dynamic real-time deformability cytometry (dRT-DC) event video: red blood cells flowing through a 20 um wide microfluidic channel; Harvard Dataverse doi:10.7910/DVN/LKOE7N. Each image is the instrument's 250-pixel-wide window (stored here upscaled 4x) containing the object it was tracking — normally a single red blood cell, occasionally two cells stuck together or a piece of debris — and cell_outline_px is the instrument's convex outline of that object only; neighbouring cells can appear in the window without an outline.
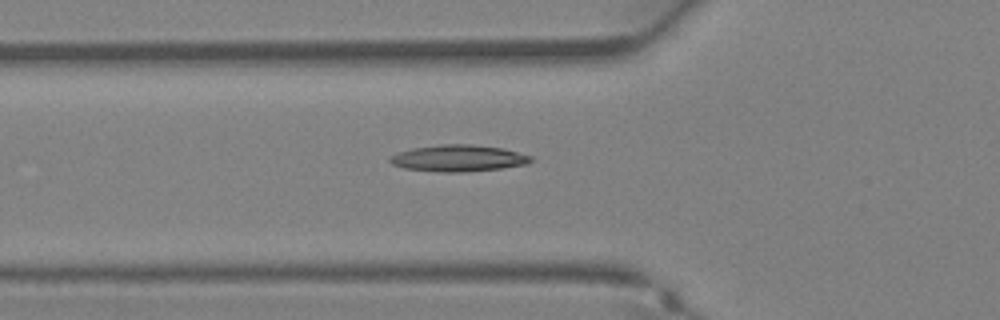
{"species": "Egyptian fruit bat (a non-hibernating species)", "species_latin": "Rousettus aegyptiacus", "temperature_condition": "warm", "stored_images_in_passage": 25, "camera_frame_rate_fps": 3000, "um_per_image_px": 0.085, "animal": {"sex": "female"}, "frame": {"image": 1, "passage_image": 6, "time_ms": 1.667, "image_size_px": [1000, 320], "cell_outline_px": [[532, 160], [524, 164], [500, 168], [464, 172], [440, 172], [404, 168], [392, 164], [388, 160], [388, 156], [412, 148], [440, 144], [472, 144], [504, 148], [532, 156]], "centroid_in_image_um": [38.92, 13.44], "position_along_channel_um": 86.9, "area_um2": 21.79}}
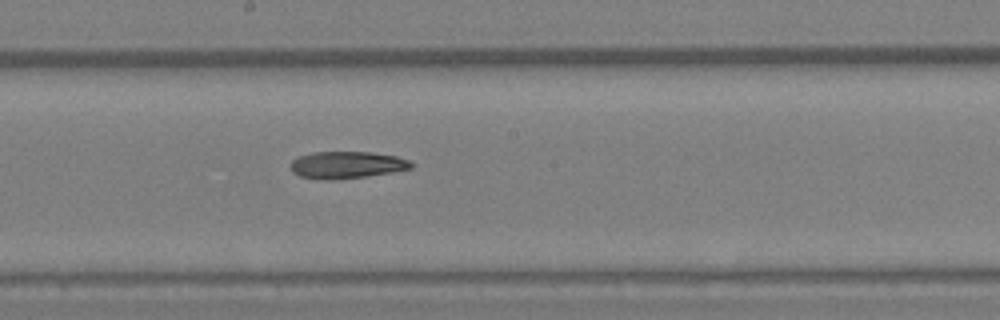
{"frame": {"image": 2, "passage_image": 13, "time_ms": 4.0, "image_size_px": [1000, 320], "cell_outline_px": [[416, 164], [412, 168], [392, 172], [368, 176], [332, 180], [320, 180], [300, 176], [292, 172], [288, 164], [296, 156], [312, 152], [368, 152], [396, 156], [408, 160]], "centroid_in_image_um": [29.43, 14.02], "position_along_channel_um": 218.8, "area_um2": 19.31}}
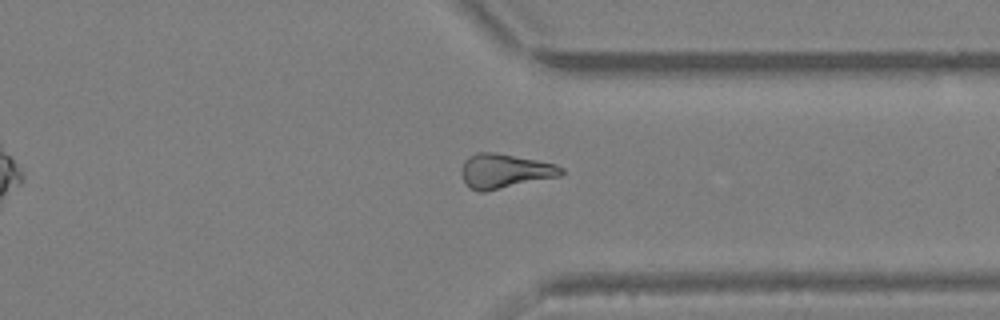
{"frame": {"image": 3, "passage_image": 21, "time_ms": 6.667, "image_size_px": [1000, 320], "cell_outline_px": [[564, 172], [560, 176], [484, 192], [480, 192], [468, 188], [460, 172], [464, 160], [468, 156], [476, 152], [496, 152], [556, 164], [564, 168]], "centroid_in_image_um": [42.88, 14.53], "position_along_channel_um": 368.5, "area_um2": 20.17}}